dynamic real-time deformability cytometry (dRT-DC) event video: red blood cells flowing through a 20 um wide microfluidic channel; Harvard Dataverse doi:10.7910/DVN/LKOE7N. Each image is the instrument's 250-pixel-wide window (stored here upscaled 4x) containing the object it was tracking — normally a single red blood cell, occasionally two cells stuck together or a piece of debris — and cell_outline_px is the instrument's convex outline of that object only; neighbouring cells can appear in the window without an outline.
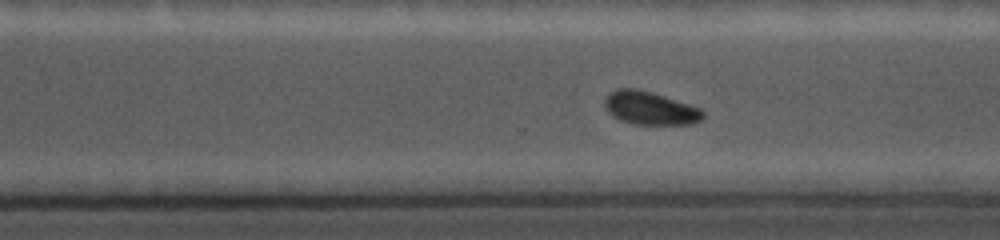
{"species": "common noctule bat (a hibernating species)", "species_latin": "Nyctalus noctula", "temperature_condition": "cold", "stored_images_in_passage": 56, "camera_frame_rate_fps": 5000, "um_per_image_px": 0.085, "animal": {"sex": "female", "body_mass_g": 19.0, "forearm_length_mm": 56.7}, "frame": {"image": 1, "passage_image": 33, "time_ms": 5.6, "image_size_px": [1000, 240], "cell_outline_px": [[704, 116], [700, 120], [692, 124], [632, 124], [620, 120], [612, 116], [604, 108], [604, 100], [612, 92], [624, 88], [632, 88], [648, 92], [700, 108], [704, 112]], "centroid_in_image_um": [55.23, 9.23], "position_along_channel_um": 315.4, "area_um2": 18.5}}